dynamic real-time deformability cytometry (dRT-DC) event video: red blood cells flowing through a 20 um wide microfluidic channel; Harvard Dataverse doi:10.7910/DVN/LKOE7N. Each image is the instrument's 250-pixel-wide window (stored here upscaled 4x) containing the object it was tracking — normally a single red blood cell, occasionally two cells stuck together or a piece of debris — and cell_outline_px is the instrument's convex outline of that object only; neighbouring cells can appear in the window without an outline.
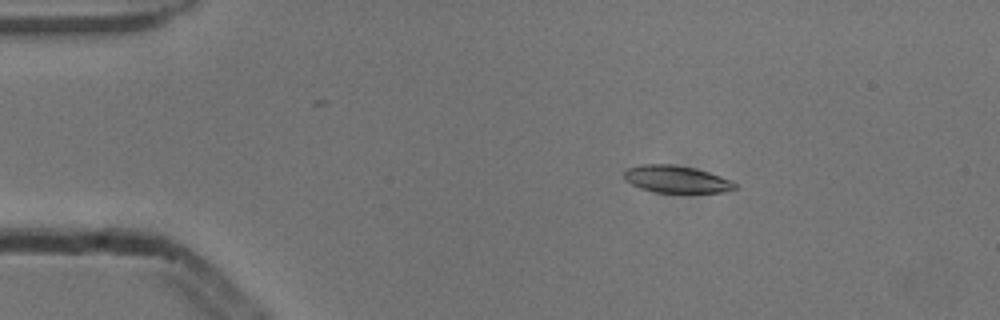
{"species": "common noctule bat (a hibernating species)", "species_latin": "Nyctalus noctula", "temperature_condition": "cold", "stored_images_in_passage": 4, "camera_frame_rate_fps": 3000, "um_per_image_px": 0.085, "animal": {"sex": "male", "body_mass_g": 13.3}, "frame": {"image": 1, "passage_image": 3, "time_ms": 0.667, "image_size_px": [1000, 320], "cell_outline_px": [[736, 188], [724, 192], [656, 192], [640, 188], [624, 180], [624, 172], [628, 168], [640, 164], [672, 164], [696, 168], [732, 180], [736, 184]], "centroid_in_image_um": [57.48, 15.22], "position_along_channel_um": 27.5, "area_um2": 17.51}}